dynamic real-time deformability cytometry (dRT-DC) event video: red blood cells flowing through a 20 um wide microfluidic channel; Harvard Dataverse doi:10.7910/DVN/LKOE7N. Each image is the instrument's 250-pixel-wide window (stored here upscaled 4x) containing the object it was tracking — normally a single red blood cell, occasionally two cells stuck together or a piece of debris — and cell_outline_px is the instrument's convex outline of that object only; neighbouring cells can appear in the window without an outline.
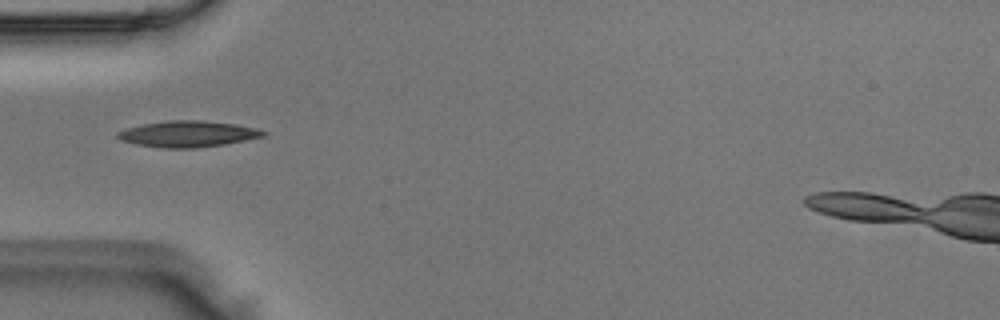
{"species": "Egyptian fruit bat (a non-hibernating species)", "species_latin": "Rousettus aegyptiacus", "temperature_condition": "room temperature", "stored_images_in_passage": 36, "camera_frame_rate_fps": 3000, "um_per_image_px": 0.085, "animal": {"sex": "male"}, "frame": {"image": 1, "passage_image": 1, "time_ms": 0.0, "image_size_px": [1000, 320], "cell_outline_px": [[268, 132], [264, 136], [224, 144], [192, 148], [164, 148], [136, 144], [120, 140], [116, 136], [116, 132], [128, 128], [144, 124], [168, 120], [200, 120], [236, 124], [256, 128]], "centroid_in_image_um": [15.96, 11.38], "position_along_channel_um": 69.0, "area_um2": 22.02}}
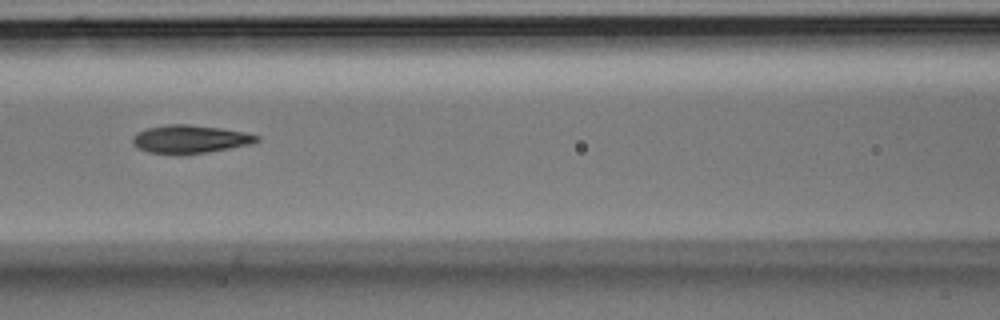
{"frame": {"image": 2, "passage_image": 7, "time_ms": 2.0, "image_size_px": [1000, 320], "cell_outline_px": [[260, 140], [248, 144], [208, 152], [176, 156], [148, 152], [136, 148], [132, 144], [132, 136], [136, 132], [148, 128], [168, 124], [188, 124], [220, 128], [244, 132], [260, 136]], "centroid_in_image_um": [16.07, 11.84], "position_along_channel_um": 150.5, "area_um2": 20.63}}
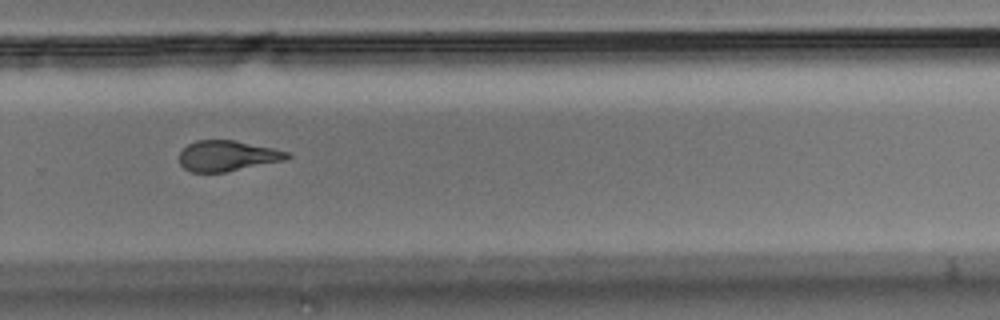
{"frame": {"image": 3, "passage_image": 19, "time_ms": 6.0, "image_size_px": [1000, 320], "cell_outline_px": [[292, 156], [284, 160], [224, 172], [192, 172], [184, 168], [180, 164], [180, 152], [188, 144], [196, 140], [236, 140], [272, 148], [288, 152]], "centroid_in_image_um": [19.31, 13.24], "position_along_channel_um": 310.5, "area_um2": 19.02}}